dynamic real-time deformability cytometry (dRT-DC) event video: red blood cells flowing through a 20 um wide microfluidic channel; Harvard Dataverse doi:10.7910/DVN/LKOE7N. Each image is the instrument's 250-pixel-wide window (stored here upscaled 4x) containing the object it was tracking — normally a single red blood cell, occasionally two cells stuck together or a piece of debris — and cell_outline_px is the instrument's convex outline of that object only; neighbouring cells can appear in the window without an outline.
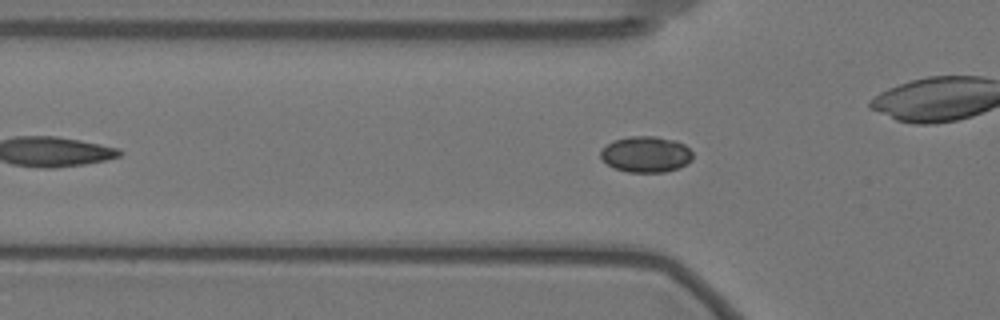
{"species": "Egyptian fruit bat (a non-hibernating species)", "species_latin": "Rousettus aegyptiacus", "temperature_condition": "warm", "stored_images_in_passage": 51, "camera_frame_rate_fps": 3000, "um_per_image_px": 0.085, "animal": {"sex": "female"}, "frame": {"image": 1, "passage_image": 11, "time_ms": 3.333, "image_size_px": [1000, 320], "cell_outline_px": [[692, 160], [680, 168], [664, 172], [628, 172], [616, 168], [608, 164], [600, 156], [600, 148], [612, 140], [628, 136], [656, 136], [676, 140], [684, 144], [692, 152]], "centroid_in_image_um": [54.9, 13.1], "position_along_channel_um": 70.9, "area_um2": 19.54}}
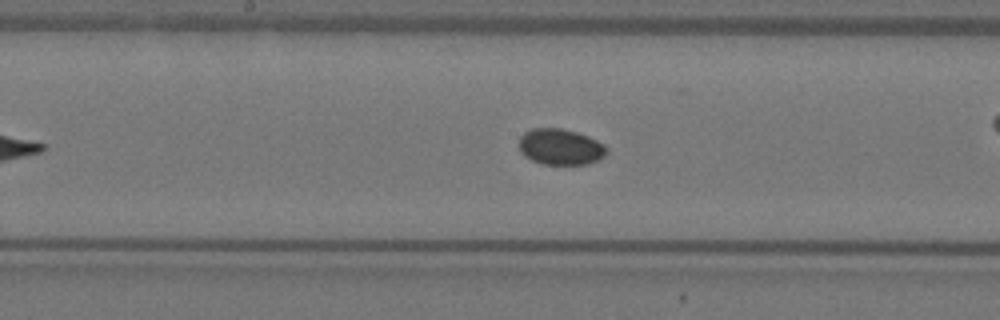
{"frame": {"image": 2, "passage_image": 22, "time_ms": 7.0, "image_size_px": [1000, 320], "cell_outline_px": [[608, 152], [600, 160], [588, 164], [540, 164], [524, 156], [520, 152], [520, 136], [524, 132], [532, 128], [560, 128], [576, 132], [588, 136], [604, 144], [608, 148]], "centroid_in_image_um": [47.65, 12.49], "position_along_channel_um": 200.5, "area_um2": 18.55}}
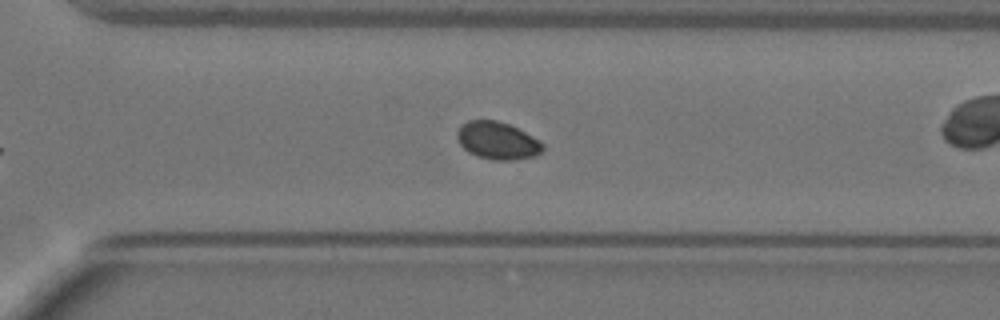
{"frame": {"image": 3, "passage_image": 33, "time_ms": 10.667, "image_size_px": [1000, 320], "cell_outline_px": [[544, 148], [536, 156], [516, 160], [492, 160], [476, 156], [468, 152], [460, 144], [456, 136], [456, 132], [460, 124], [468, 120], [496, 120], [508, 124], [540, 140], [544, 144]], "centroid_in_image_um": [42.26, 11.96], "position_along_channel_um": 328.3, "area_um2": 18.9}, "authors_computed_cell_mechanics": {"area_um2": 18.7272, "velocity_mm_per_s": 3.4996, "shape_relaxation_time_tau1_ms": null, "shape_relaxation_time_tau2_ms": 8.9875, "deformation_change_tau1": null, "deformation_change_tau2": 0.0462}}